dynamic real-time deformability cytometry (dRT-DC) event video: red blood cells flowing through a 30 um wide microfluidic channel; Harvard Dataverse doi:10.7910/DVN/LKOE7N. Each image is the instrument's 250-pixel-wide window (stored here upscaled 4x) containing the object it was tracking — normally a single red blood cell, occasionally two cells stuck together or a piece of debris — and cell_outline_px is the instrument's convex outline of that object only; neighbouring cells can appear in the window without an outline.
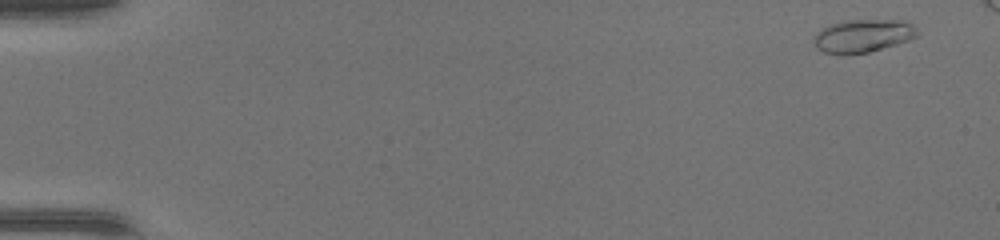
{"species": "common noctule bat (a hibernating species)", "species_latin": "Nyctalus noctula", "temperature_condition": "warm", "stored_images_in_passage": 9, "camera_frame_rate_fps": 3000, "um_per_image_px": 0.085, "animal": {"sex": "female", "body_mass_g": 17.0, "forearm_length_mm": 48.0}, "frame": {"image": 1, "passage_image": 2, "time_ms": 0.333, "image_size_px": [1000, 240], "cell_outline_px": [[920, 36], [896, 44], [868, 52], [840, 56], [824, 52], [816, 48], [812, 40], [812, 36], [816, 32], [832, 24], [844, 20], [904, 20], [912, 24], [920, 32]], "centroid_in_image_um": [73.34, 3.06], "position_along_channel_um": 11.7, "area_um2": 20.29}}